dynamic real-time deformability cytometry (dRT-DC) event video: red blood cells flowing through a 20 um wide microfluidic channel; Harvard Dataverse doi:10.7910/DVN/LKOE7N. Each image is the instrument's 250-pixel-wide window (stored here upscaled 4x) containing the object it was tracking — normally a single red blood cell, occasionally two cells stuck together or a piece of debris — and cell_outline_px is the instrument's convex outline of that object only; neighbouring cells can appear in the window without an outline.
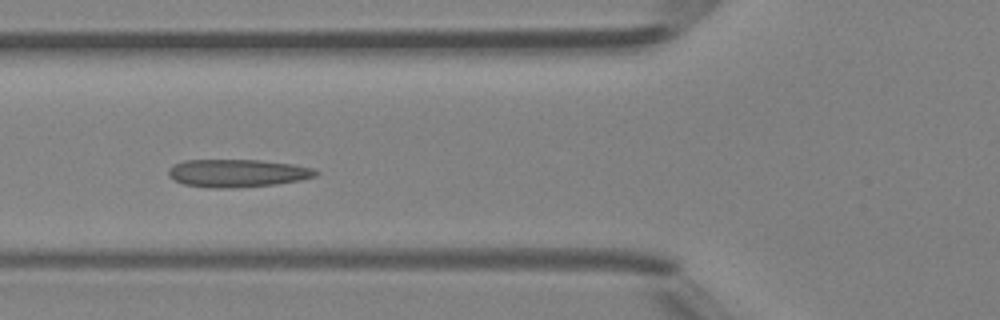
{"species": "Egyptian fruit bat (a non-hibernating species)", "species_latin": "Rousettus aegyptiacus", "temperature_condition": "room temperature", "stored_images_in_passage": 5, "camera_frame_rate_fps": 3000, "um_per_image_px": 0.085, "animal": {"sex": "female"}, "frame": {"image": 1, "passage_image": 5, "time_ms": 4.333, "image_size_px": [1000, 320], "cell_outline_px": [[320, 172], [316, 176], [300, 180], [276, 184], [232, 188], [208, 188], [184, 184], [172, 180], [168, 176], [168, 168], [184, 160], [260, 160], [292, 164], [312, 168]], "centroid_in_image_um": [20.15, 14.72], "position_along_channel_um": 105.6, "area_um2": 23.99}}